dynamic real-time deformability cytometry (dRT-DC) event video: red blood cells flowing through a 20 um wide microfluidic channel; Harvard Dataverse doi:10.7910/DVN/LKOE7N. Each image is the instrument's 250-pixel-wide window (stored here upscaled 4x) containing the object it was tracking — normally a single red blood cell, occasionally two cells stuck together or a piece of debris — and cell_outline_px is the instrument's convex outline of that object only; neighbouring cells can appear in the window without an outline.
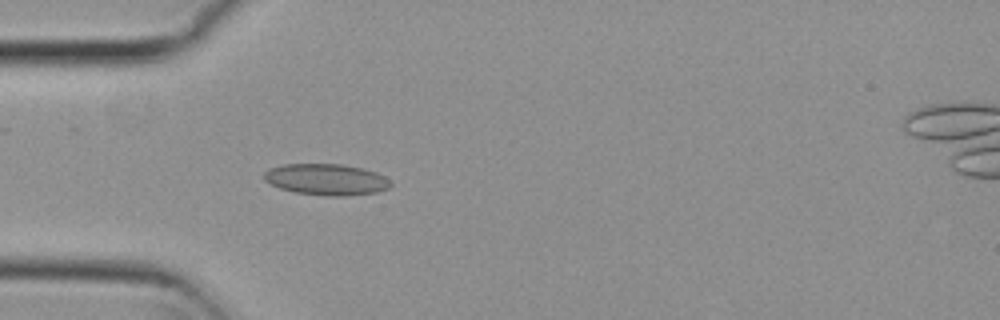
{"species": "common noctule bat (a hibernating species)", "species_latin": "Nyctalus noctula", "temperature_condition": "cold", "stored_images_in_passage": 54, "camera_frame_rate_fps": 3000, "um_per_image_px": 0.085, "animal": {"sex": "female", "body_mass_g": 29.2, "forearm_length_mm": 56.3}, "frame": {"image": 1, "passage_image": 16, "time_ms": 5.0, "image_size_px": [1000, 320], "cell_outline_px": [[392, 184], [388, 188], [376, 192], [344, 196], [328, 196], [296, 192], [280, 188], [264, 180], [264, 172], [268, 168], [284, 164], [344, 164], [376, 172], [384, 176]], "centroid_in_image_um": [27.72, 15.25], "position_along_channel_um": 57.3, "area_um2": 22.95}}
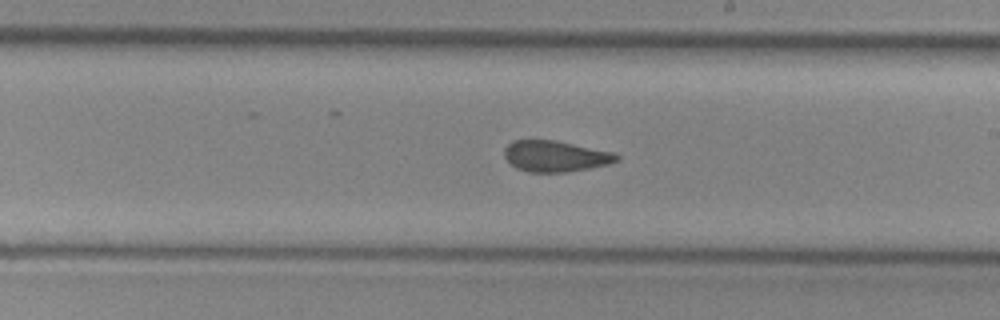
{"frame": {"image": 2, "passage_image": 31, "time_ms": 10.0, "image_size_px": [1000, 320], "cell_outline_px": [[620, 160], [608, 164], [588, 168], [564, 172], [528, 172], [516, 168], [504, 156], [504, 148], [512, 140], [556, 140], [612, 152], [620, 156]], "centroid_in_image_um": [47.19, 13.27], "position_along_channel_um": 241.8, "area_um2": 20.23}}
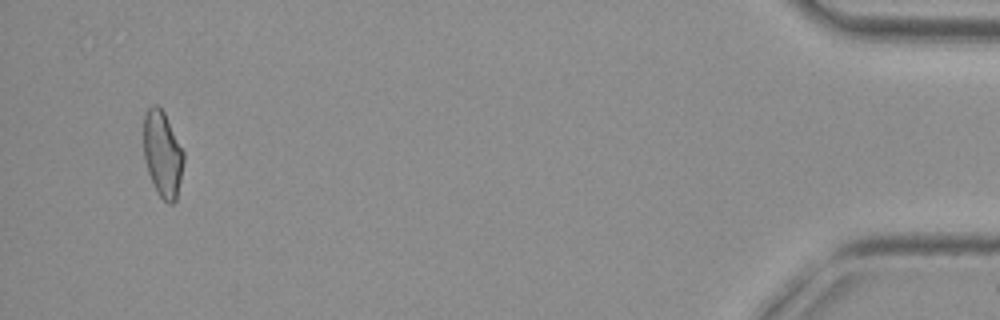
{"frame": {"image": 3, "passage_image": 52, "time_ms": 17.0, "image_size_px": [1000, 320], "cell_outline_px": [[184, 160], [176, 200], [172, 204], [168, 204], [156, 192], [148, 172], [144, 160], [144, 116], [148, 108], [152, 104], [156, 104], [164, 112], [184, 152]], "centroid_in_image_um": [13.81, 13.1], "position_along_channel_um": 421.4, "area_um2": 20.0}, "authors_computed_cell_mechanics": {"area_um2": 21.2126, "velocity_mm_per_s": 3.7764, "shape_relaxation_time_tau1_ms": null, "shape_relaxation_time_tau2_ms": 1.9642, "deformation_change_tau1": null, "deformation_change_tau2": 0.0726}}